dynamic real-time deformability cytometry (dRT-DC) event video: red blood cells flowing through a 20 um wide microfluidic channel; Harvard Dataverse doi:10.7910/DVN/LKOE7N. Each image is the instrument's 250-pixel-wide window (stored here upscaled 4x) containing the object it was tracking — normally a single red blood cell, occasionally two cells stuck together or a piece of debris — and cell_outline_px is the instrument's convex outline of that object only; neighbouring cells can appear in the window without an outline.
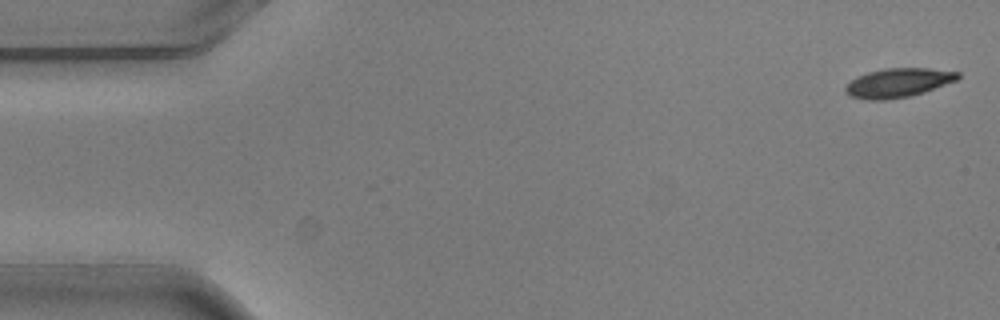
{"species": "common noctule bat (a hibernating species)", "species_latin": "Nyctalus noctula", "temperature_condition": "warm", "stored_images_in_passage": 5, "camera_frame_rate_fps": 3000, "um_per_image_px": 0.085, "animal": {"sex": "male", "body_mass_g": 20.5, "forearm_length_mm": 52.5}, "frame": {"image": 1, "passage_image": 1, "time_ms": 0.0, "image_size_px": [1000, 320], "cell_outline_px": [[960, 76], [956, 80], [924, 92], [912, 96], [884, 100], [868, 100], [852, 96], [844, 92], [844, 88], [856, 76], [868, 72], [884, 68], [928, 68], [960, 72]], "centroid_in_image_um": [76.33, 7.03], "position_along_channel_um": 8.7, "area_um2": 19.02}}
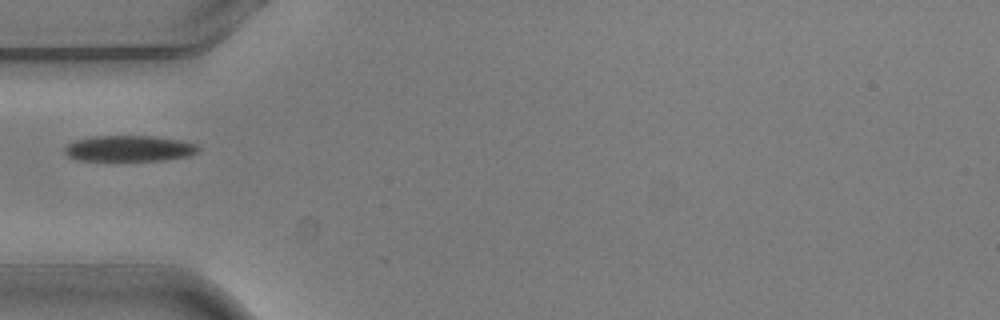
{"frame": {"image": 2, "passage_image": 5, "time_ms": 1.333, "image_size_px": [1000, 320], "cell_outline_px": [[200, 148], [196, 152], [188, 156], [164, 160], [76, 160], [68, 156], [64, 152], [64, 148], [68, 144], [76, 140], [88, 136], [152, 136], [180, 140], [196, 144]], "centroid_in_image_um": [10.95, 12.61], "position_along_channel_um": 74.0, "area_um2": 20.11}}